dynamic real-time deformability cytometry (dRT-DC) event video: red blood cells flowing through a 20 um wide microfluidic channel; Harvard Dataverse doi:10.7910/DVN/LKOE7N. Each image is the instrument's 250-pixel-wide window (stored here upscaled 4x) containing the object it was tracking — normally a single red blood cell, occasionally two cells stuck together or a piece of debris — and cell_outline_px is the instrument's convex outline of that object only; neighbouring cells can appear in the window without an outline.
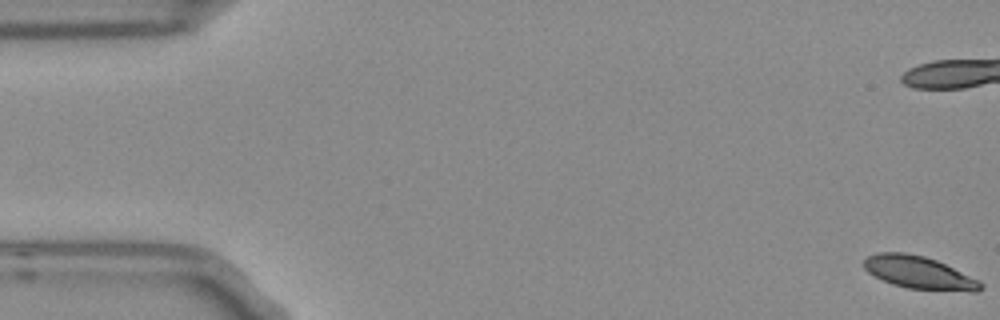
{"species": "Egyptian fruit bat (a non-hibernating species)", "species_latin": "Rousettus aegyptiacus", "temperature_condition": "room temperature", "stored_images_in_passage": 7, "camera_frame_rate_fps": 3000, "um_per_image_px": 0.085, "frame": {"image": 1, "passage_image": 1, "time_ms": 0.0, "image_size_px": [1000, 320], "cell_outline_px": [[984, 288], [976, 292], [972, 292], [908, 288], [892, 284], [868, 272], [864, 268], [864, 260], [868, 256], [880, 252], [904, 252], [924, 256], [936, 260], [980, 280], [984, 284]], "centroid_in_image_um": [78.17, 23.18], "position_along_channel_um": 6.8, "area_um2": 22.14}}